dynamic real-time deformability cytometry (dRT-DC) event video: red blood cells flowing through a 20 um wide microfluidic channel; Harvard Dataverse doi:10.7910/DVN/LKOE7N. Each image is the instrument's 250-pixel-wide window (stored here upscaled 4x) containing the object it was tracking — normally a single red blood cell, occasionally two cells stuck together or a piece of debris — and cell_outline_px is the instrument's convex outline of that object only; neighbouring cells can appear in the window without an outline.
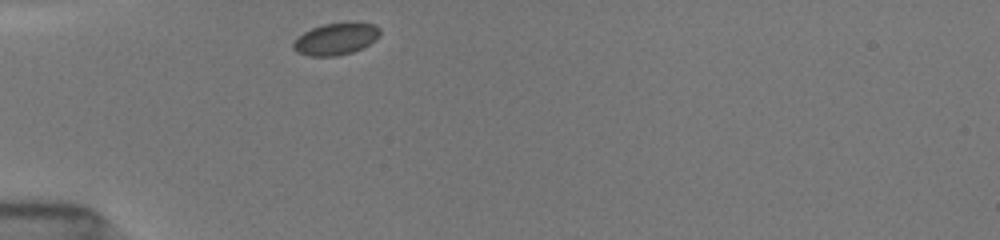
{"species": "common noctule bat (a hibernating species)", "species_latin": "Nyctalus noctula", "temperature_condition": "room temperature", "stored_images_in_passage": 4, "camera_frame_rate_fps": 3000, "um_per_image_px": 0.085, "animal": {"sex": "female", "body_mass_g": 19.5, "forearm_length_mm": 54.1}, "frame": {"image": 1, "passage_image": 1, "time_ms": 0.0, "image_size_px": [1000, 240], "cell_outline_px": [[380, 36], [376, 40], [352, 52], [336, 56], [308, 56], [296, 52], [292, 48], [292, 44], [304, 32], [312, 28], [324, 24], [348, 20], [372, 24], [380, 28]], "centroid_in_image_um": [28.56, 3.28], "position_along_channel_um": 56.4, "area_um2": 16.36}}
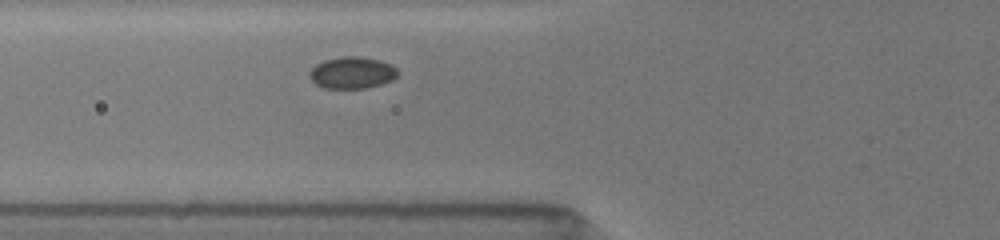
{"frame": {"image": 2, "passage_image": 4, "time_ms": 1.333, "image_size_px": [1000, 240], "cell_outline_px": [[396, 76], [392, 80], [380, 84], [364, 88], [324, 88], [316, 84], [308, 76], [308, 72], [316, 64], [324, 60], [344, 56], [360, 56], [380, 60], [396, 68]], "centroid_in_image_um": [29.88, 6.17], "position_along_channel_um": 95.9, "area_um2": 16.18}}